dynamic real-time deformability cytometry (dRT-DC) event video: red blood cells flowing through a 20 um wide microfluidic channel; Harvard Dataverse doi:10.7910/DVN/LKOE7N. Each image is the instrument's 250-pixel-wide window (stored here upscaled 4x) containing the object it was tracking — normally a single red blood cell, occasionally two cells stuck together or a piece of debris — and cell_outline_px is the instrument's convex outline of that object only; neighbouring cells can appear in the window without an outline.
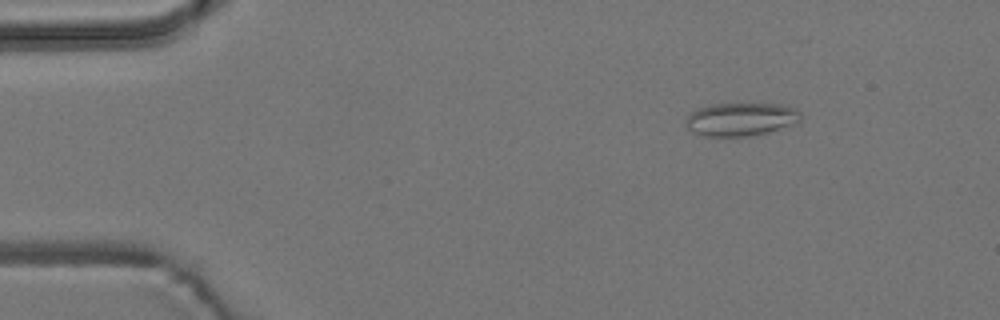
{"species": "common noctule bat (a hibernating species)", "species_latin": "Nyctalus noctula", "temperature_condition": "room temperature", "stored_images_in_passage": 4, "camera_frame_rate_fps": 3000, "um_per_image_px": 0.085, "animal": {"sex": "male", "body_mass_g": 19.2, "forearm_length_mm": 51.8}, "frame": {"image": 1, "passage_image": 2, "time_ms": 1.0, "image_size_px": [1000, 320], "cell_outline_px": [[800, 120], [768, 132], [748, 136], [708, 136], [692, 132], [688, 128], [684, 120], [696, 108], [712, 104], [780, 104], [796, 108], [800, 112]], "centroid_in_image_um": [62.93, 10.13], "position_along_channel_um": 22.1, "area_um2": 21.96}}